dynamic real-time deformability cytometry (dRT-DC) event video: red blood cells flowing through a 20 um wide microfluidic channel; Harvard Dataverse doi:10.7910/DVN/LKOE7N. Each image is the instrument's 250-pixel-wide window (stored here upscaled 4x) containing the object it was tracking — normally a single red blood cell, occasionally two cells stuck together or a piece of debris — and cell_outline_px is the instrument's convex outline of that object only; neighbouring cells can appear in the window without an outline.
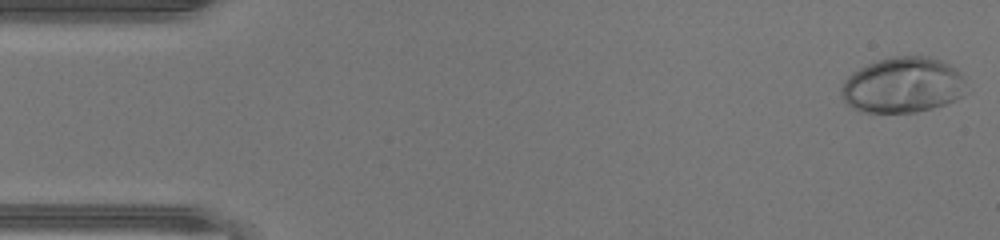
{"species": "human", "species_latin": "Homo sapiens", "temperature_condition": "warm", "stored_images_in_passage": 46, "camera_frame_rate_fps": 3000, "um_per_image_px": 0.085, "donor": {"sex": "male"}, "frame": {"image": 1, "passage_image": 1, "time_ms": 0.0, "image_size_px": [1000, 240], "cell_outline_px": [[964, 96], [956, 100], [932, 108], [916, 112], [860, 112], [852, 108], [844, 100], [840, 92], [840, 88], [844, 80], [848, 76], [860, 68], [868, 64], [892, 56], [928, 56], [940, 60], [956, 68], [964, 76]], "centroid_in_image_um": [76.74, 7.24], "position_along_channel_um": 8.3, "area_um2": 40.58}}
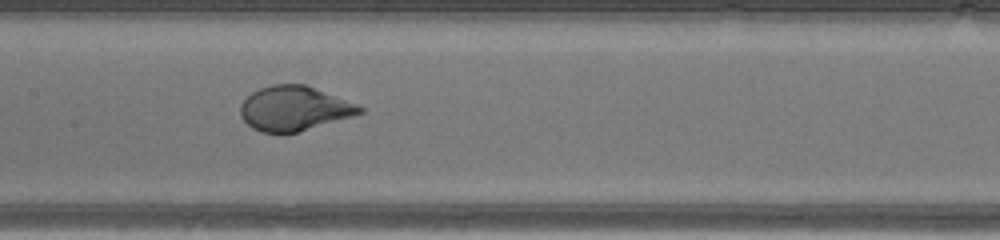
{"frame": {"image": 2, "passage_image": 22, "time_ms": 7.0, "image_size_px": [1000, 240], "cell_outline_px": [[364, 112], [352, 116], [296, 132], [260, 132], [252, 128], [240, 116], [240, 104], [252, 92], [260, 88], [272, 84], [304, 84], [356, 104], [364, 108]], "centroid_in_image_um": [24.96, 9.21], "position_along_channel_um": 182.4, "area_um2": 30.46}}
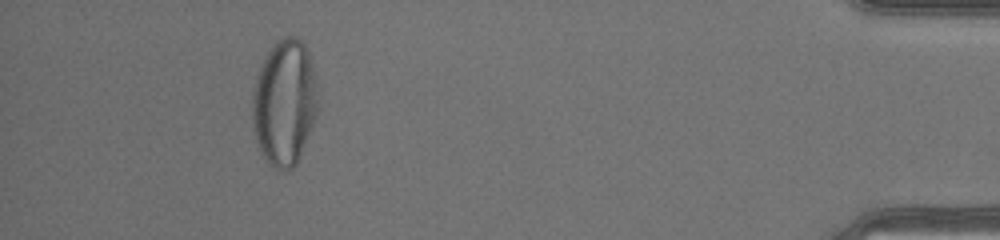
{"frame": {"image": 3, "passage_image": 42, "time_ms": 13.667, "image_size_px": [1000, 240], "cell_outline_px": [[320, 108], [300, 156], [296, 164], [288, 172], [276, 168], [264, 160], [260, 152], [256, 140], [252, 124], [252, 92], [256, 76], [264, 56], [272, 44], [276, 40], [284, 36], [296, 36], [308, 48], [316, 76]], "centroid_in_image_um": [24.19, 8.7], "position_along_channel_um": 411.0, "area_um2": 49.36}, "authors_computed_cell_mechanics": {"area_um2": 36.2695, "velocity_mm_per_s": 4.4511, "shape_relaxation_time_tau1_ms": 3.0731, "shape_relaxation_time_tau2_ms": null, "deformation_change_tau1": 0.2297, "deformation_change_tau2": null}}